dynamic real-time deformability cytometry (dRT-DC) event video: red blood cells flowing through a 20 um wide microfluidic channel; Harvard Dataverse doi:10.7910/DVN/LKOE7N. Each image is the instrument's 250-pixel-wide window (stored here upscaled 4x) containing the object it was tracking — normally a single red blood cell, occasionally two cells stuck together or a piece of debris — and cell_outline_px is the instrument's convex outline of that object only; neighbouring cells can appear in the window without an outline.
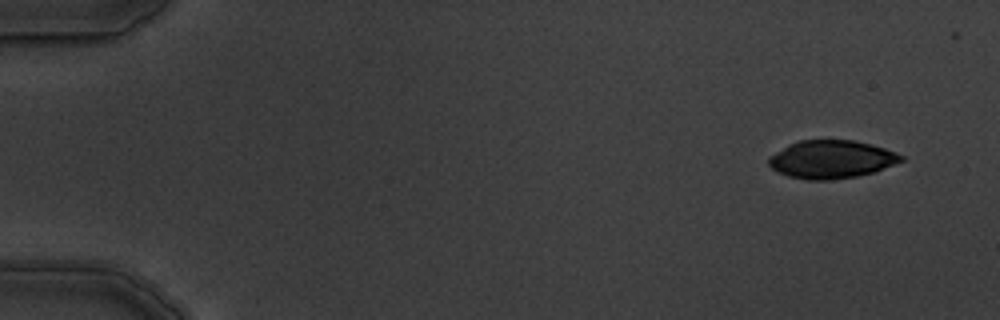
{"species": "common noctule bat (a hibernating species)", "species_latin": "Nyctalus noctula", "temperature_condition": "warm", "stored_images_in_passage": 6, "camera_frame_rate_fps": 3000, "um_per_image_px": 0.085, "animal": {"sex": "male", "body_mass_g": 19.5, "forearm_length_mm": 54.6}, "frame": {"image": 1, "passage_image": 1, "time_ms": 0.0, "image_size_px": [1000, 320], "cell_outline_px": [[904, 160], [872, 172], [856, 176], [832, 180], [808, 180], [788, 176], [772, 168], [768, 164], [768, 156], [788, 144], [800, 140], [852, 140], [884, 148], [896, 152], [904, 156]], "centroid_in_image_um": [70.63, 13.54], "position_along_channel_um": 14.4, "area_um2": 29.19}}